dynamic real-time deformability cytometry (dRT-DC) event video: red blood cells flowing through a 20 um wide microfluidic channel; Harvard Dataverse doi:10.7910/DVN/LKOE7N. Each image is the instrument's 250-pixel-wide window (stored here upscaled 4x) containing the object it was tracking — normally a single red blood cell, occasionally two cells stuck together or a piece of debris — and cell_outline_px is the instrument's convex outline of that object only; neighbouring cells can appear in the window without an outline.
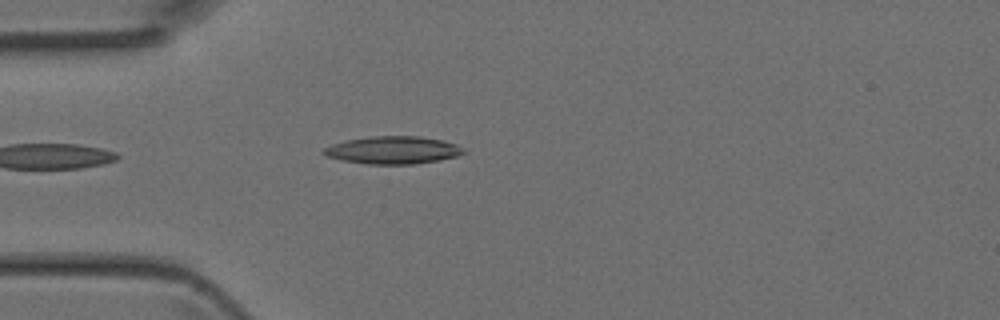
{"species": "Egyptian fruit bat (a non-hibernating species)", "species_latin": "Rousettus aegyptiacus", "temperature_condition": "room temperature", "stored_images_in_passage": 3, "camera_frame_rate_fps": 3000, "um_per_image_px": 0.085, "animal": {"sex": "female"}, "frame": {"image": 1, "passage_image": 3, "time_ms": 0.667, "image_size_px": [1000, 320], "cell_outline_px": [[468, 152], [456, 156], [440, 160], [412, 164], [368, 164], [340, 160], [324, 156], [320, 152], [324, 148], [332, 144], [344, 140], [372, 136], [420, 136], [444, 140], [456, 144], [464, 148]], "centroid_in_image_um": [33.39, 12.75], "position_along_channel_um": 51.6, "area_um2": 22.83}}